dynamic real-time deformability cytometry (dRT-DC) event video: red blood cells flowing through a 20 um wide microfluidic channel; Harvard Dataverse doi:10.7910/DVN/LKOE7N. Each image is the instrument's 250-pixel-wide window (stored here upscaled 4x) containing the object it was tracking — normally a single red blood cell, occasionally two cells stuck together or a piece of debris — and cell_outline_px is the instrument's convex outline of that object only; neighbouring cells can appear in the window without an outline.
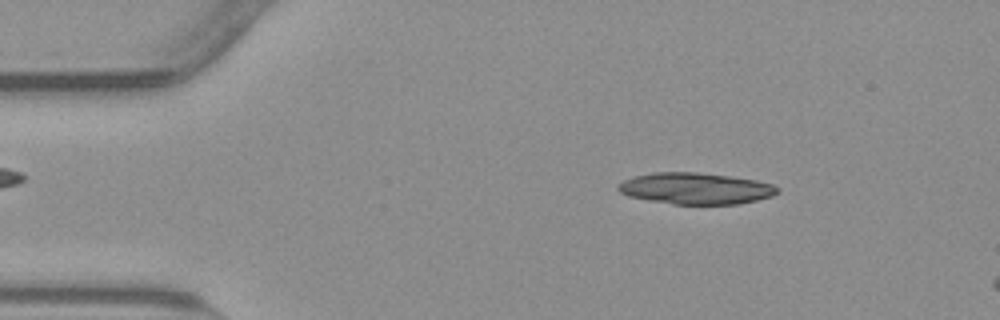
{"species": "common noctule bat (a hibernating species)", "species_latin": "Nyctalus noctula", "temperature_condition": "warm", "stored_images_in_passage": 13, "camera_frame_rate_fps": 3000, "um_per_image_px": 0.085, "animal": {"sex": "male", "body_mass_g": 23.1, "forearm_length_mm": 52.7}, "frame": {"image": 1, "passage_image": 8, "time_ms": 2.333, "image_size_px": [1000, 320], "cell_outline_px": [[780, 188], [772, 196], [740, 204], [672, 204], [648, 200], [628, 196], [620, 192], [616, 188], [624, 180], [632, 176], [652, 172], [696, 172], [728, 176], [756, 180], [772, 184]], "centroid_in_image_um": [59.1, 16.02], "position_along_channel_um": 25.9, "area_um2": 29.13}}